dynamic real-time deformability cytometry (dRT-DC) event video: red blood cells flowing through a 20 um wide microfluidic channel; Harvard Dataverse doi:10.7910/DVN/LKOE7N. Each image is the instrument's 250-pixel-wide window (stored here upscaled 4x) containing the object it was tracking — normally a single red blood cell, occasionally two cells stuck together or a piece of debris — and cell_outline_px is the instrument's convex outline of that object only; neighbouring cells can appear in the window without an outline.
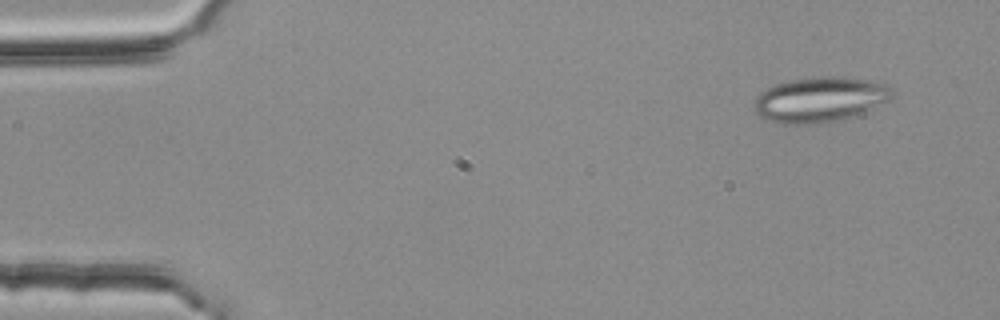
{"species": "common noctule bat (a hibernating species)", "species_latin": "Nyctalus noctula", "temperature_condition": "room temperature", "stored_images_in_passage": 3, "camera_frame_rate_fps": 3000, "um_per_image_px": 0.085, "animal": {"sex": "female", "body_mass_g": 25.1}, "frame": {"image": 1, "passage_image": 1, "time_ms": 0.0, "image_size_px": [1000, 320], "cell_outline_px": [[892, 96], [888, 100], [860, 112], [836, 120], [816, 124], [776, 124], [760, 116], [756, 112], [752, 104], [756, 96], [760, 92], [772, 84], [788, 80], [816, 76], [840, 76], [872, 80], [884, 84], [892, 88]], "centroid_in_image_um": [69.6, 8.44], "position_along_channel_um": 15.4, "area_um2": 36.36}}